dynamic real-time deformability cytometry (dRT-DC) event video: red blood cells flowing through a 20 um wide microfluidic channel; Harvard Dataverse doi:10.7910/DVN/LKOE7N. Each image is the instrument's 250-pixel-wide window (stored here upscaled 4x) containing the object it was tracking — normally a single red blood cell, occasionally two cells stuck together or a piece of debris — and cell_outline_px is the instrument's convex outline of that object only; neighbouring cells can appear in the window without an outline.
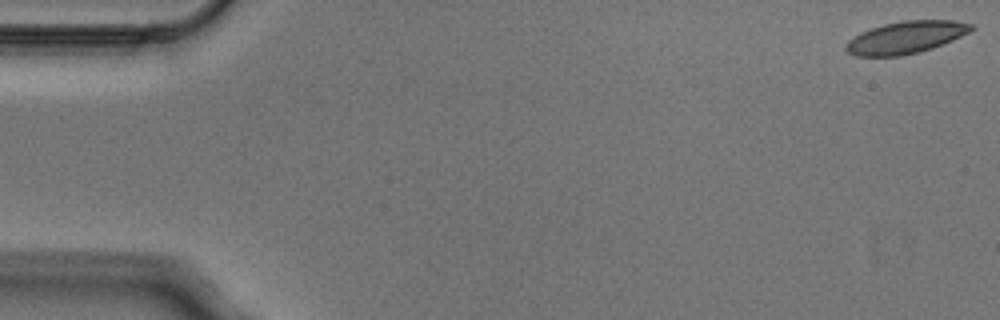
{"species": "Egyptian fruit bat (a non-hibernating species)", "species_latin": "Rousettus aegyptiacus", "temperature_condition": "cold", "stored_images_in_passage": 6, "camera_frame_rate_fps": 3000, "um_per_image_px": 0.085, "animal": {"sex": "male"}, "frame": {"image": 1, "passage_image": 1, "time_ms": 0.0, "image_size_px": [1000, 320], "cell_outline_px": [[976, 28], [952, 40], [932, 48], [920, 52], [900, 56], [856, 56], [848, 52], [844, 48], [844, 44], [852, 36], [860, 32], [884, 24], [904, 20], [952, 20], [972, 24]], "centroid_in_image_um": [76.96, 3.18], "position_along_channel_um": 8.0, "area_um2": 23.58}}
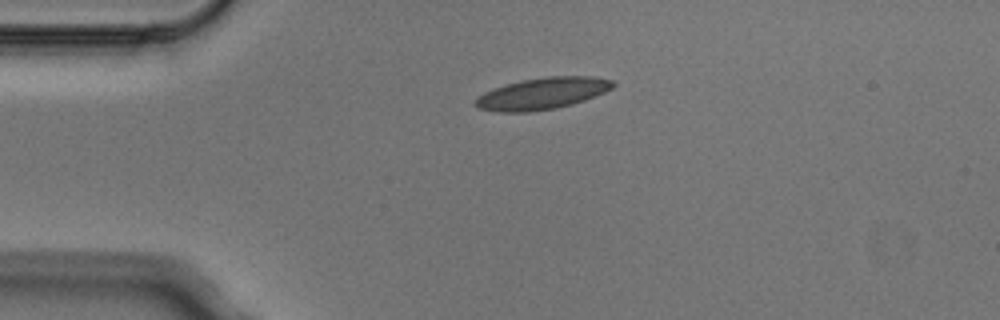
{"frame": {"image": 2, "passage_image": 4, "time_ms": 1.0, "image_size_px": [1000, 320], "cell_outline_px": [[616, 84], [612, 88], [604, 92], [584, 100], [572, 104], [556, 108], [528, 112], [500, 112], [480, 108], [472, 104], [476, 96], [484, 92], [520, 80], [548, 76], [592, 76], [612, 80]], "centroid_in_image_um": [46.08, 7.94], "position_along_channel_um": 38.9, "area_um2": 25.32}}
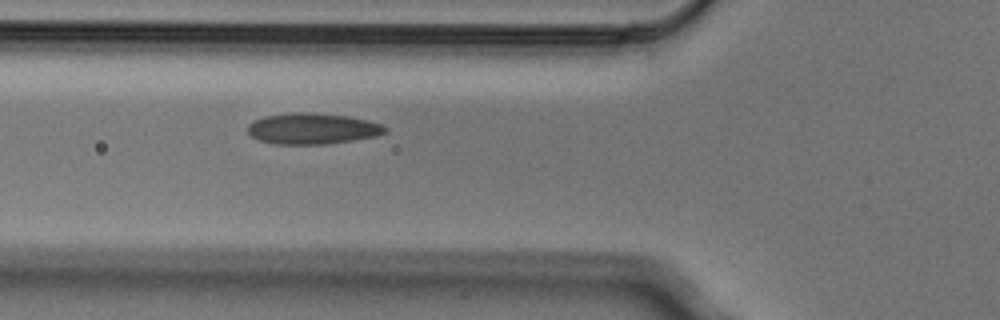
{"frame": {"image": 3, "passage_image": 6, "time_ms": 1.667, "image_size_px": [1000, 320], "cell_outline_px": [[388, 132], [376, 136], [352, 140], [324, 144], [276, 144], [256, 140], [248, 132], [248, 124], [252, 120], [264, 116], [296, 112], [304, 112], [348, 116], [368, 120], [380, 124], [388, 128]], "centroid_in_image_um": [26.53, 10.93], "position_along_channel_um": 99.3, "area_um2": 24.85}}